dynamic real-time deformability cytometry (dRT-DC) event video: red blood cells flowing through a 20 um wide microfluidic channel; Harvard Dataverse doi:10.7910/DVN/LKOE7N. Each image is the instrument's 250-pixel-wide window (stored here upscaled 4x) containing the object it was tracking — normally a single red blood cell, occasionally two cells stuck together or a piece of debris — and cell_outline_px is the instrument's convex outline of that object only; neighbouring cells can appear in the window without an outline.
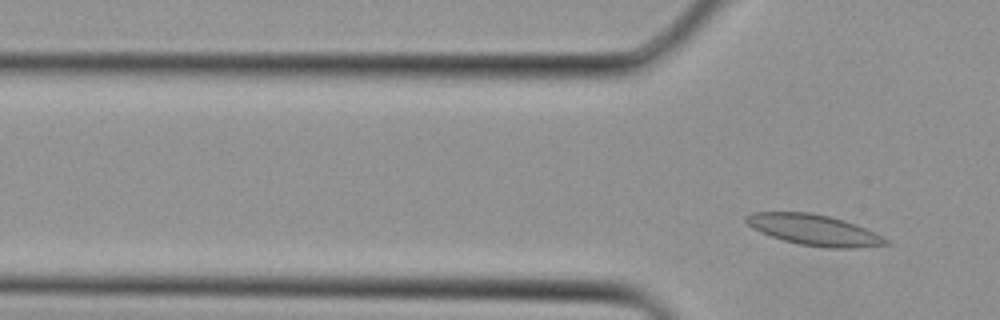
{"species": "Egyptian fruit bat (a non-hibernating species)", "species_latin": "Rousettus aegyptiacus", "temperature_condition": "cold", "stored_images_in_passage": 4, "segment_of_instrument_passage": [2, 2], "camera_frame_rate_fps": 3000, "um_per_image_px": 0.085, "animal": {"sex": "female"}, "frame": {"image": 1, "passage_image": 4, "time_ms": 1.0, "image_size_px": [1000, 320], "cell_outline_px": [[892, 244], [856, 248], [828, 248], [800, 244], [784, 240], [760, 232], [752, 228], [744, 220], [744, 216], [752, 212], [808, 212], [828, 216], [844, 220], [856, 224], [888, 240]], "centroid_in_image_um": [69.17, 19.54], "position_along_channel_um": 56.6, "area_um2": 24.91}}